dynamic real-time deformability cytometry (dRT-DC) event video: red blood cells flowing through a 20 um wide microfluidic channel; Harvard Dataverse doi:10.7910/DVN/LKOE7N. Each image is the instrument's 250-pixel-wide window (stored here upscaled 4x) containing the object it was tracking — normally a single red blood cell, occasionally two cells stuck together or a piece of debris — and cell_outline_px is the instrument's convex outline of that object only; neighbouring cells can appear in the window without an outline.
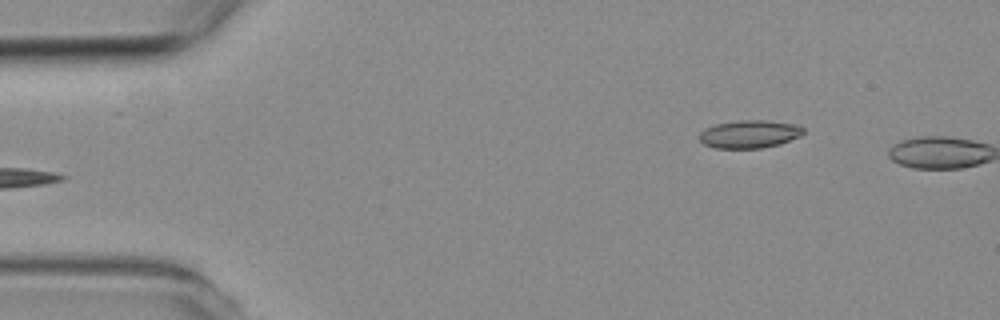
{"species": "common noctule bat (a hibernating species)", "species_latin": "Nyctalus noctula", "temperature_condition": "room temperature", "stored_images_in_passage": 6, "camera_frame_rate_fps": 3000, "um_per_image_px": 0.085, "animal": {"sex": "female", "body_mass_g": 19.3, "forearm_length_mm": 54.1}, "frame": {"image": 1, "passage_image": 6, "time_ms": 5.667, "image_size_px": [1000, 320], "cell_outline_px": [[804, 132], [800, 136], [780, 144], [760, 148], [716, 148], [704, 144], [700, 140], [700, 132], [704, 128], [716, 124], [740, 120], [764, 120], [800, 124], [804, 128]], "centroid_in_image_um": [63.73, 11.39], "position_along_channel_um": 21.3, "area_um2": 16.99}}